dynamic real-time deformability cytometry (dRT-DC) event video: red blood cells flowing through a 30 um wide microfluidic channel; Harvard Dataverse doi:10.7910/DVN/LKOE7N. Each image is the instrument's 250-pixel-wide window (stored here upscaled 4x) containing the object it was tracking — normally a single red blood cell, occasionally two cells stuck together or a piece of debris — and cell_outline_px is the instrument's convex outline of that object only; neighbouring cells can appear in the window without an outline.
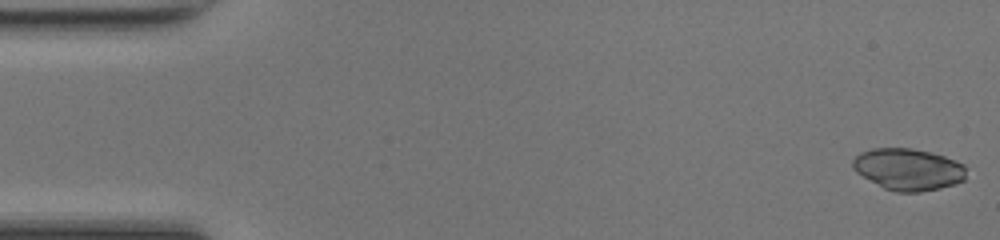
{"species": "common noctule bat (a hibernating species)", "species_latin": "Nyctalus noctula", "temperature_condition": "room temperature", "stored_images_in_passage": 48, "camera_frame_rate_fps": 3000, "um_per_image_px": 0.085, "animal": {"sex": "female", "body_mass_g": 17.0, "forearm_length_mm": 48.0}, "frame": {"image": 1, "passage_image": 1, "time_ms": 0.0, "image_size_px": [1000, 240], "cell_outline_px": [[968, 168], [964, 180], [956, 184], [940, 188], [920, 192], [896, 192], [884, 188], [856, 172], [852, 168], [852, 160], [860, 152], [872, 148], [912, 148], [932, 152], [944, 156], [964, 164]], "centroid_in_image_um": [77.22, 14.39], "position_along_channel_um": 7.8, "area_um2": 27.86}}